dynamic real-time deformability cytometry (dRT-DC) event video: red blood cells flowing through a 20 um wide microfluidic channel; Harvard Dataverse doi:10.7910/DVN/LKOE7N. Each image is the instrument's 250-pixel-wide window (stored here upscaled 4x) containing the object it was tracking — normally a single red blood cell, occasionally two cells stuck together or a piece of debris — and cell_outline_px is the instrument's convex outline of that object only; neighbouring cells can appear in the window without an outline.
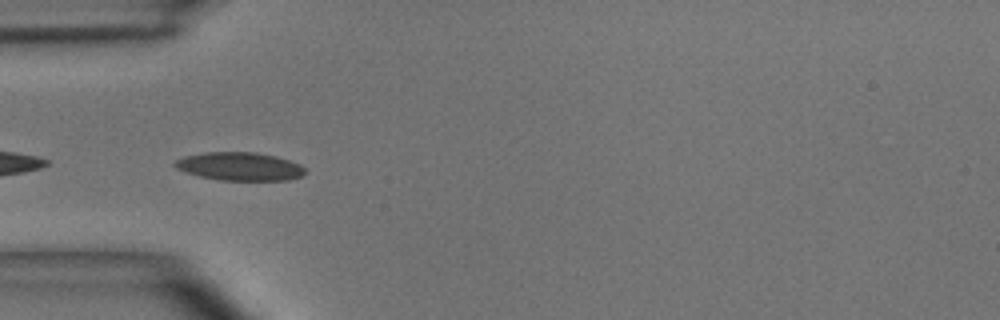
{"species": "common noctule bat (a hibernating species)", "species_latin": "Nyctalus noctula", "temperature_condition": "room temperature", "stored_images_in_passage": 4, "camera_frame_rate_fps": 3000, "um_per_image_px": 0.085, "animal": {"sex": "male", "body_mass_g": 15.6}, "frame": {"image": 1, "passage_image": 1, "time_ms": 0.0, "image_size_px": [1000, 320], "cell_outline_px": [[308, 172], [304, 176], [288, 180], [220, 180], [200, 176], [176, 168], [172, 164], [176, 160], [184, 156], [204, 152], [256, 152], [276, 156], [300, 164]], "centroid_in_image_um": [20.41, 14.14], "position_along_channel_um": 64.6, "area_um2": 21.5}}